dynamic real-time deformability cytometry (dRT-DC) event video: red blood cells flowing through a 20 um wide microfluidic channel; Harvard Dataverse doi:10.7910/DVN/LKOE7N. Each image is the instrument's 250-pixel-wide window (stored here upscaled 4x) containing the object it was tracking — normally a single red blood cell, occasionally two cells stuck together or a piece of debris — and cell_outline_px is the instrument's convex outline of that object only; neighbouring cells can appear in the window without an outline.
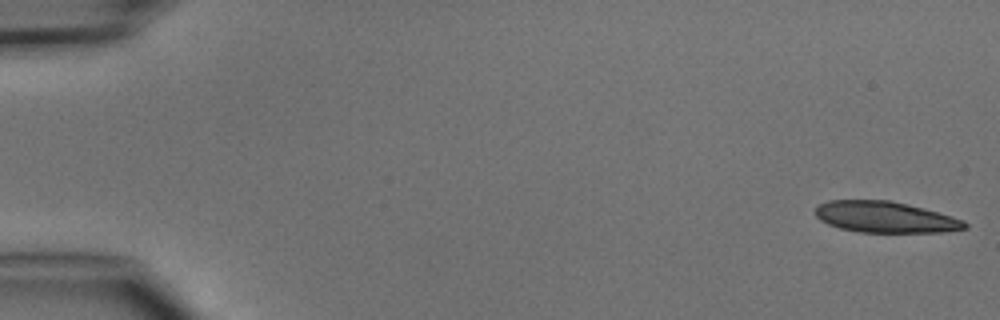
{"species": "common noctule bat (a hibernating species)", "species_latin": "Nyctalus noctula", "temperature_condition": "cold", "stored_images_in_passage": 2, "camera_frame_rate_fps": 3000, "um_per_image_px": 0.085, "animal": {"sex": "male", "body_mass_g": 15.6}, "frame": {"image": 1, "passage_image": 2, "time_ms": 2.0, "image_size_px": [1000, 320], "cell_outline_px": [[968, 228], [944, 232], [860, 232], [840, 228], [828, 224], [820, 220], [816, 216], [816, 208], [820, 204], [828, 200], [888, 200], [908, 204], [924, 208], [952, 216], [964, 220], [968, 224]], "centroid_in_image_um": [75.27, 18.45], "position_along_channel_um": 9.7, "area_um2": 27.11}}